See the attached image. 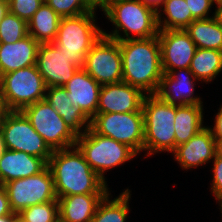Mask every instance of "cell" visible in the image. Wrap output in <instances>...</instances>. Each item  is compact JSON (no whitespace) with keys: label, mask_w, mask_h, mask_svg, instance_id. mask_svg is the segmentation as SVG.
<instances>
[{"label":"cell","mask_w":222,"mask_h":222,"mask_svg":"<svg viewBox=\"0 0 222 222\" xmlns=\"http://www.w3.org/2000/svg\"><path fill=\"white\" fill-rule=\"evenodd\" d=\"M189 69L198 81L211 83L222 71V51L197 48Z\"/></svg>","instance_id":"4316f807"},{"label":"cell","mask_w":222,"mask_h":222,"mask_svg":"<svg viewBox=\"0 0 222 222\" xmlns=\"http://www.w3.org/2000/svg\"><path fill=\"white\" fill-rule=\"evenodd\" d=\"M97 8L101 10L111 1V0H90Z\"/></svg>","instance_id":"b9f144b4"},{"label":"cell","mask_w":222,"mask_h":222,"mask_svg":"<svg viewBox=\"0 0 222 222\" xmlns=\"http://www.w3.org/2000/svg\"><path fill=\"white\" fill-rule=\"evenodd\" d=\"M3 185L15 214L32 205L57 201L53 175L48 166L37 175L13 180Z\"/></svg>","instance_id":"8fae6325"},{"label":"cell","mask_w":222,"mask_h":222,"mask_svg":"<svg viewBox=\"0 0 222 222\" xmlns=\"http://www.w3.org/2000/svg\"><path fill=\"white\" fill-rule=\"evenodd\" d=\"M214 3H216L217 5L221 4L222 3V0H213Z\"/></svg>","instance_id":"bcb514c9"},{"label":"cell","mask_w":222,"mask_h":222,"mask_svg":"<svg viewBox=\"0 0 222 222\" xmlns=\"http://www.w3.org/2000/svg\"><path fill=\"white\" fill-rule=\"evenodd\" d=\"M106 194H76L57 198L59 222H91Z\"/></svg>","instance_id":"44dd1931"},{"label":"cell","mask_w":222,"mask_h":222,"mask_svg":"<svg viewBox=\"0 0 222 222\" xmlns=\"http://www.w3.org/2000/svg\"><path fill=\"white\" fill-rule=\"evenodd\" d=\"M203 105H175V148L188 142L205 126L203 125Z\"/></svg>","instance_id":"603a6c76"},{"label":"cell","mask_w":222,"mask_h":222,"mask_svg":"<svg viewBox=\"0 0 222 222\" xmlns=\"http://www.w3.org/2000/svg\"><path fill=\"white\" fill-rule=\"evenodd\" d=\"M16 216H0V222H13Z\"/></svg>","instance_id":"7bdbcfd3"},{"label":"cell","mask_w":222,"mask_h":222,"mask_svg":"<svg viewBox=\"0 0 222 222\" xmlns=\"http://www.w3.org/2000/svg\"><path fill=\"white\" fill-rule=\"evenodd\" d=\"M8 112H9V110L5 104L3 93H2L1 87H0V121L6 116V114Z\"/></svg>","instance_id":"8d00e7d4"},{"label":"cell","mask_w":222,"mask_h":222,"mask_svg":"<svg viewBox=\"0 0 222 222\" xmlns=\"http://www.w3.org/2000/svg\"><path fill=\"white\" fill-rule=\"evenodd\" d=\"M77 135L89 129L91 120L79 107H74L63 86L48 87L44 98Z\"/></svg>","instance_id":"7402d4cb"},{"label":"cell","mask_w":222,"mask_h":222,"mask_svg":"<svg viewBox=\"0 0 222 222\" xmlns=\"http://www.w3.org/2000/svg\"><path fill=\"white\" fill-rule=\"evenodd\" d=\"M0 129L5 149L25 152L49 162L53 151L21 111H9L0 121Z\"/></svg>","instance_id":"30bf717a"},{"label":"cell","mask_w":222,"mask_h":222,"mask_svg":"<svg viewBox=\"0 0 222 222\" xmlns=\"http://www.w3.org/2000/svg\"><path fill=\"white\" fill-rule=\"evenodd\" d=\"M27 35V22L10 12L0 22V43H15Z\"/></svg>","instance_id":"f1b7e54d"},{"label":"cell","mask_w":222,"mask_h":222,"mask_svg":"<svg viewBox=\"0 0 222 222\" xmlns=\"http://www.w3.org/2000/svg\"><path fill=\"white\" fill-rule=\"evenodd\" d=\"M182 169L205 165L215 158V139L210 127L205 126L188 142L178 145L172 152Z\"/></svg>","instance_id":"e0dca14e"},{"label":"cell","mask_w":222,"mask_h":222,"mask_svg":"<svg viewBox=\"0 0 222 222\" xmlns=\"http://www.w3.org/2000/svg\"><path fill=\"white\" fill-rule=\"evenodd\" d=\"M195 20L207 19L210 8L214 5L213 0H185Z\"/></svg>","instance_id":"836d02e7"},{"label":"cell","mask_w":222,"mask_h":222,"mask_svg":"<svg viewBox=\"0 0 222 222\" xmlns=\"http://www.w3.org/2000/svg\"><path fill=\"white\" fill-rule=\"evenodd\" d=\"M11 207L3 184L0 183V216H17Z\"/></svg>","instance_id":"e575fe53"},{"label":"cell","mask_w":222,"mask_h":222,"mask_svg":"<svg viewBox=\"0 0 222 222\" xmlns=\"http://www.w3.org/2000/svg\"><path fill=\"white\" fill-rule=\"evenodd\" d=\"M13 222H25L23 221L18 215L15 217V220Z\"/></svg>","instance_id":"f6af8a7d"},{"label":"cell","mask_w":222,"mask_h":222,"mask_svg":"<svg viewBox=\"0 0 222 222\" xmlns=\"http://www.w3.org/2000/svg\"><path fill=\"white\" fill-rule=\"evenodd\" d=\"M146 5L153 7L154 9H159L165 0H142Z\"/></svg>","instance_id":"f35d334b"},{"label":"cell","mask_w":222,"mask_h":222,"mask_svg":"<svg viewBox=\"0 0 222 222\" xmlns=\"http://www.w3.org/2000/svg\"><path fill=\"white\" fill-rule=\"evenodd\" d=\"M144 146L146 156L175 150V105L155 95H146L143 100Z\"/></svg>","instance_id":"277c9868"},{"label":"cell","mask_w":222,"mask_h":222,"mask_svg":"<svg viewBox=\"0 0 222 222\" xmlns=\"http://www.w3.org/2000/svg\"><path fill=\"white\" fill-rule=\"evenodd\" d=\"M213 181L211 184V192L218 200L220 207L222 206V158L217 157L213 159Z\"/></svg>","instance_id":"d6a6232c"},{"label":"cell","mask_w":222,"mask_h":222,"mask_svg":"<svg viewBox=\"0 0 222 222\" xmlns=\"http://www.w3.org/2000/svg\"><path fill=\"white\" fill-rule=\"evenodd\" d=\"M90 127L100 135L129 146L137 154L143 151V112L96 113L91 119Z\"/></svg>","instance_id":"9c48e42d"},{"label":"cell","mask_w":222,"mask_h":222,"mask_svg":"<svg viewBox=\"0 0 222 222\" xmlns=\"http://www.w3.org/2000/svg\"><path fill=\"white\" fill-rule=\"evenodd\" d=\"M74 107H79L91 120L97 113L101 85L83 68L63 86Z\"/></svg>","instance_id":"ac0fdd59"},{"label":"cell","mask_w":222,"mask_h":222,"mask_svg":"<svg viewBox=\"0 0 222 222\" xmlns=\"http://www.w3.org/2000/svg\"><path fill=\"white\" fill-rule=\"evenodd\" d=\"M0 87L9 111H21L44 100L47 89L36 65L1 75Z\"/></svg>","instance_id":"52a82bcc"},{"label":"cell","mask_w":222,"mask_h":222,"mask_svg":"<svg viewBox=\"0 0 222 222\" xmlns=\"http://www.w3.org/2000/svg\"><path fill=\"white\" fill-rule=\"evenodd\" d=\"M195 80L198 81L189 68L164 73L156 95L163 101L178 106L203 104L200 96H193Z\"/></svg>","instance_id":"2e32d148"},{"label":"cell","mask_w":222,"mask_h":222,"mask_svg":"<svg viewBox=\"0 0 222 222\" xmlns=\"http://www.w3.org/2000/svg\"><path fill=\"white\" fill-rule=\"evenodd\" d=\"M217 9H215V12L213 13L218 20V22L222 25V3L219 5H216Z\"/></svg>","instance_id":"60d3db41"},{"label":"cell","mask_w":222,"mask_h":222,"mask_svg":"<svg viewBox=\"0 0 222 222\" xmlns=\"http://www.w3.org/2000/svg\"><path fill=\"white\" fill-rule=\"evenodd\" d=\"M59 16L75 17L98 9L90 0H44Z\"/></svg>","instance_id":"4dcf8cb0"},{"label":"cell","mask_w":222,"mask_h":222,"mask_svg":"<svg viewBox=\"0 0 222 222\" xmlns=\"http://www.w3.org/2000/svg\"><path fill=\"white\" fill-rule=\"evenodd\" d=\"M75 146L85 161L105 181L104 173L136 157L129 146L96 133L91 127L78 135Z\"/></svg>","instance_id":"8992f818"},{"label":"cell","mask_w":222,"mask_h":222,"mask_svg":"<svg viewBox=\"0 0 222 222\" xmlns=\"http://www.w3.org/2000/svg\"><path fill=\"white\" fill-rule=\"evenodd\" d=\"M185 31L197 48L222 51V25L215 15L192 21Z\"/></svg>","instance_id":"d4e9b609"},{"label":"cell","mask_w":222,"mask_h":222,"mask_svg":"<svg viewBox=\"0 0 222 222\" xmlns=\"http://www.w3.org/2000/svg\"><path fill=\"white\" fill-rule=\"evenodd\" d=\"M8 12H9L8 0H0V22Z\"/></svg>","instance_id":"74e56055"},{"label":"cell","mask_w":222,"mask_h":222,"mask_svg":"<svg viewBox=\"0 0 222 222\" xmlns=\"http://www.w3.org/2000/svg\"><path fill=\"white\" fill-rule=\"evenodd\" d=\"M219 112L215 116L214 127L211 128L214 139H222V106H220Z\"/></svg>","instance_id":"d590c367"},{"label":"cell","mask_w":222,"mask_h":222,"mask_svg":"<svg viewBox=\"0 0 222 222\" xmlns=\"http://www.w3.org/2000/svg\"><path fill=\"white\" fill-rule=\"evenodd\" d=\"M96 12H87L75 17H61L54 44L83 68L84 59L91 47L103 35V30L96 26Z\"/></svg>","instance_id":"5b68a950"},{"label":"cell","mask_w":222,"mask_h":222,"mask_svg":"<svg viewBox=\"0 0 222 222\" xmlns=\"http://www.w3.org/2000/svg\"><path fill=\"white\" fill-rule=\"evenodd\" d=\"M130 190L127 188L118 197L110 200L107 193L99 202L91 222H126L129 214Z\"/></svg>","instance_id":"83f0119b"},{"label":"cell","mask_w":222,"mask_h":222,"mask_svg":"<svg viewBox=\"0 0 222 222\" xmlns=\"http://www.w3.org/2000/svg\"><path fill=\"white\" fill-rule=\"evenodd\" d=\"M21 112L52 151L75 146L78 135L45 99L26 106Z\"/></svg>","instance_id":"ba28073f"},{"label":"cell","mask_w":222,"mask_h":222,"mask_svg":"<svg viewBox=\"0 0 222 222\" xmlns=\"http://www.w3.org/2000/svg\"><path fill=\"white\" fill-rule=\"evenodd\" d=\"M216 156L222 158V139H215Z\"/></svg>","instance_id":"ab89813d"},{"label":"cell","mask_w":222,"mask_h":222,"mask_svg":"<svg viewBox=\"0 0 222 222\" xmlns=\"http://www.w3.org/2000/svg\"><path fill=\"white\" fill-rule=\"evenodd\" d=\"M38 47L29 34L15 43H0V76L36 65Z\"/></svg>","instance_id":"ffe728a7"},{"label":"cell","mask_w":222,"mask_h":222,"mask_svg":"<svg viewBox=\"0 0 222 222\" xmlns=\"http://www.w3.org/2000/svg\"><path fill=\"white\" fill-rule=\"evenodd\" d=\"M48 167L53 175L57 198L109 192L107 182L90 167L76 146L53 151Z\"/></svg>","instance_id":"6da1fadb"},{"label":"cell","mask_w":222,"mask_h":222,"mask_svg":"<svg viewBox=\"0 0 222 222\" xmlns=\"http://www.w3.org/2000/svg\"><path fill=\"white\" fill-rule=\"evenodd\" d=\"M47 166L48 163L42 158L5 149L0 158V183L37 175Z\"/></svg>","instance_id":"d6986e66"},{"label":"cell","mask_w":222,"mask_h":222,"mask_svg":"<svg viewBox=\"0 0 222 222\" xmlns=\"http://www.w3.org/2000/svg\"><path fill=\"white\" fill-rule=\"evenodd\" d=\"M157 9V21L159 30H185L195 19L185 0H165ZM165 14V19H161V13Z\"/></svg>","instance_id":"484cf974"},{"label":"cell","mask_w":222,"mask_h":222,"mask_svg":"<svg viewBox=\"0 0 222 222\" xmlns=\"http://www.w3.org/2000/svg\"><path fill=\"white\" fill-rule=\"evenodd\" d=\"M4 150H5V145H4L3 136L1 133V129H0V158H1Z\"/></svg>","instance_id":"ee69618b"},{"label":"cell","mask_w":222,"mask_h":222,"mask_svg":"<svg viewBox=\"0 0 222 222\" xmlns=\"http://www.w3.org/2000/svg\"><path fill=\"white\" fill-rule=\"evenodd\" d=\"M54 43L39 44L36 67L48 87L64 86L79 67Z\"/></svg>","instance_id":"4fadbf2b"},{"label":"cell","mask_w":222,"mask_h":222,"mask_svg":"<svg viewBox=\"0 0 222 222\" xmlns=\"http://www.w3.org/2000/svg\"><path fill=\"white\" fill-rule=\"evenodd\" d=\"M158 39L164 73L190 68L197 47L185 30H159Z\"/></svg>","instance_id":"5bb4252c"},{"label":"cell","mask_w":222,"mask_h":222,"mask_svg":"<svg viewBox=\"0 0 222 222\" xmlns=\"http://www.w3.org/2000/svg\"><path fill=\"white\" fill-rule=\"evenodd\" d=\"M83 69L101 86L122 82L123 68L119 42L102 35L87 53Z\"/></svg>","instance_id":"7c38bea8"},{"label":"cell","mask_w":222,"mask_h":222,"mask_svg":"<svg viewBox=\"0 0 222 222\" xmlns=\"http://www.w3.org/2000/svg\"><path fill=\"white\" fill-rule=\"evenodd\" d=\"M44 0H8L9 12L28 22Z\"/></svg>","instance_id":"1f68e13d"},{"label":"cell","mask_w":222,"mask_h":222,"mask_svg":"<svg viewBox=\"0 0 222 222\" xmlns=\"http://www.w3.org/2000/svg\"><path fill=\"white\" fill-rule=\"evenodd\" d=\"M122 55V82L155 95L164 74L158 35L145 39L118 41Z\"/></svg>","instance_id":"7a4b0ae2"},{"label":"cell","mask_w":222,"mask_h":222,"mask_svg":"<svg viewBox=\"0 0 222 222\" xmlns=\"http://www.w3.org/2000/svg\"><path fill=\"white\" fill-rule=\"evenodd\" d=\"M18 216L25 222H59L58 201L32 205Z\"/></svg>","instance_id":"f546056e"},{"label":"cell","mask_w":222,"mask_h":222,"mask_svg":"<svg viewBox=\"0 0 222 222\" xmlns=\"http://www.w3.org/2000/svg\"><path fill=\"white\" fill-rule=\"evenodd\" d=\"M102 11L115 26L112 33L103 31L106 37L123 41L155 37L159 33L157 10L142 0H111Z\"/></svg>","instance_id":"3957f363"},{"label":"cell","mask_w":222,"mask_h":222,"mask_svg":"<svg viewBox=\"0 0 222 222\" xmlns=\"http://www.w3.org/2000/svg\"><path fill=\"white\" fill-rule=\"evenodd\" d=\"M146 94L125 82L102 85L97 113L143 112Z\"/></svg>","instance_id":"9a60e30c"},{"label":"cell","mask_w":222,"mask_h":222,"mask_svg":"<svg viewBox=\"0 0 222 222\" xmlns=\"http://www.w3.org/2000/svg\"><path fill=\"white\" fill-rule=\"evenodd\" d=\"M60 19L61 16L43 2L27 22L28 34L39 44L53 43L57 35Z\"/></svg>","instance_id":"cb8c5ba5"}]
</instances>
